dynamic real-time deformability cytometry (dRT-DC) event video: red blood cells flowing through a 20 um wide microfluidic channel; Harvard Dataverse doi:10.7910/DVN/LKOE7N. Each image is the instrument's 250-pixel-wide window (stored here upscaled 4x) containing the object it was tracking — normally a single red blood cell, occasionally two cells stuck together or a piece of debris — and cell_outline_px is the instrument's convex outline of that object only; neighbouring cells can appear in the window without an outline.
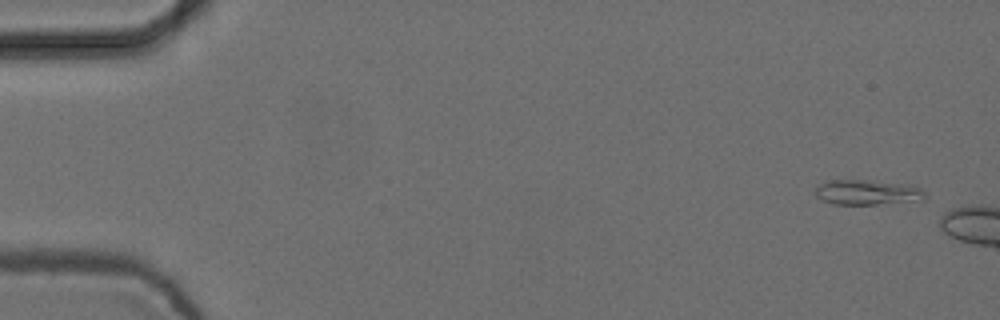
{"species": "common noctule bat (a hibernating species)", "species_latin": "Nyctalus noctula", "temperature_condition": "cold", "stored_images_in_passage": 2, "camera_frame_rate_fps": 3000, "um_per_image_px": 0.085, "animal": {"sex": "female", "body_mass_g": 24.6, "forearm_length_mm": 56.2}, "frame": {"image": 1, "passage_image": 1, "time_ms": 0.0, "image_size_px": [1000, 320], "cell_outline_px": [[924, 200], [876, 204], [832, 204], [816, 196], [816, 184], [824, 180], [872, 180], [912, 184], [920, 188], [924, 192]], "centroid_in_image_um": [73.71, 16.32], "position_along_channel_um": 11.3, "area_um2": 16.24}}